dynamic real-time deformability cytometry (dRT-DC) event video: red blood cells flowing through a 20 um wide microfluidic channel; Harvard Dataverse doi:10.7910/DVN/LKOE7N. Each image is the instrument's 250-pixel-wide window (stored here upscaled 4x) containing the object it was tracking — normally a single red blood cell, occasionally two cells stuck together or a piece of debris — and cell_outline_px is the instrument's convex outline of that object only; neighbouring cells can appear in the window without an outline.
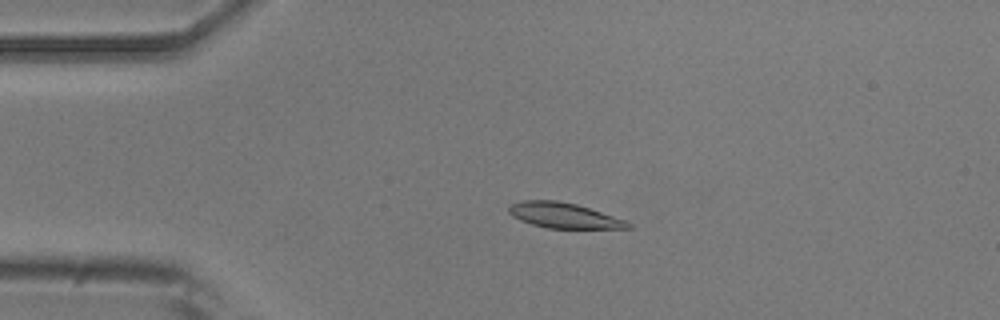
{"species": "common noctule bat (a hibernating species)", "species_latin": "Nyctalus noctula", "temperature_condition": "room temperature", "stored_images_in_passage": 3, "camera_frame_rate_fps": 3000, "um_per_image_px": 0.085, "animal": {"sex": "male", "body_mass_g": 20.5, "forearm_length_mm": 52.5}, "frame": {"image": 1, "passage_image": 2, "time_ms": 1.333, "image_size_px": [1000, 320], "cell_outline_px": [[632, 228], [548, 228], [532, 224], [520, 220], [512, 216], [508, 212], [508, 208], [512, 204], [524, 200], [556, 200], [576, 204], [628, 220], [632, 224]], "centroid_in_image_um": [47.96, 18.31], "position_along_channel_um": 37.0, "area_um2": 17.57}}